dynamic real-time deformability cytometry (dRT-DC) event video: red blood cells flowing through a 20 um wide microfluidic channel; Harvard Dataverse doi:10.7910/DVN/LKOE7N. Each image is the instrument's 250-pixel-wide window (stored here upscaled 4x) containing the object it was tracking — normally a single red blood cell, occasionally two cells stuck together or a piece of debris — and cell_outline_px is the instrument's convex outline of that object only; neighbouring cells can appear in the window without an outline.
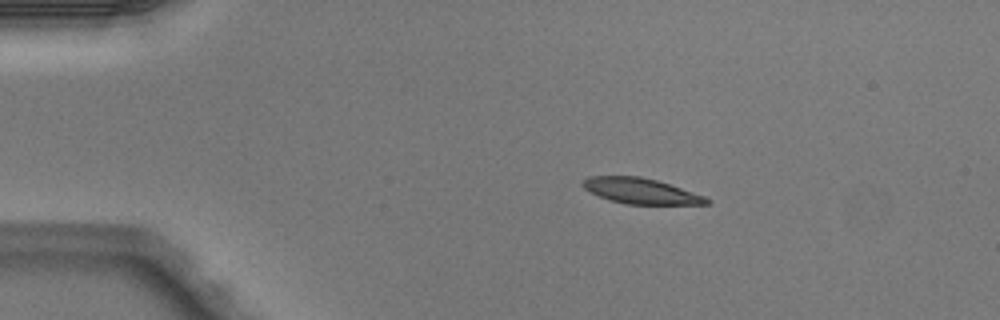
{"species": "Egyptian fruit bat (a non-hibernating species)", "species_latin": "Rousettus aegyptiacus", "temperature_condition": "warm", "stored_images_in_passage": 4, "camera_frame_rate_fps": 3000, "um_per_image_px": 0.085, "animal": {"sex": "male"}, "frame": {"image": 1, "passage_image": 2, "time_ms": 0.333, "image_size_px": [1000, 320], "cell_outline_px": [[712, 200], [708, 204], [624, 204], [608, 200], [584, 188], [580, 184], [588, 176], [640, 176], [656, 180], [704, 196]], "centroid_in_image_um": [54.44, 16.23], "position_along_channel_um": 30.6, "area_um2": 18.26}}
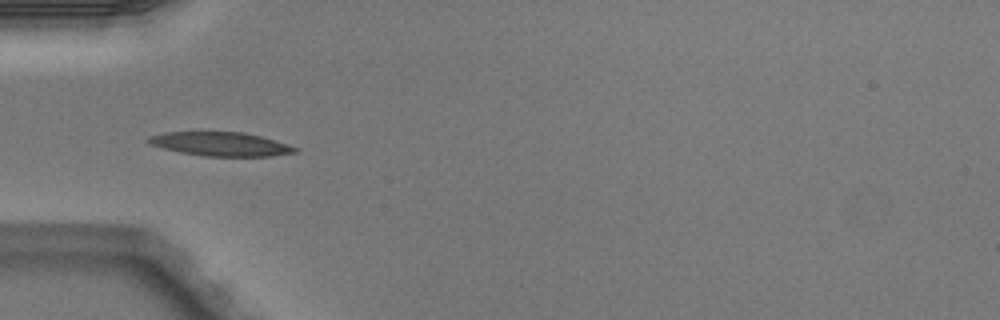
{"frame": {"image": 2, "passage_image": 4, "time_ms": 1.0, "image_size_px": [1000, 320], "cell_outline_px": [[300, 148], [296, 152], [272, 156], [204, 156], [180, 152], [148, 144], [144, 140], [148, 136], [164, 132], [244, 132], [260, 136], [288, 144]], "centroid_in_image_um": [18.72, 12.24], "position_along_channel_um": 66.3, "area_um2": 20.46}}